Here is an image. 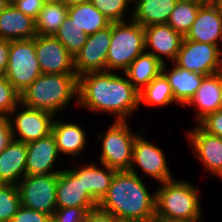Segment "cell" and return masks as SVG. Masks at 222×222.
I'll return each mask as SVG.
<instances>
[{
    "mask_svg": "<svg viewBox=\"0 0 222 222\" xmlns=\"http://www.w3.org/2000/svg\"><path fill=\"white\" fill-rule=\"evenodd\" d=\"M54 36L75 56L82 49L89 35L67 16Z\"/></svg>",
    "mask_w": 222,
    "mask_h": 222,
    "instance_id": "obj_31",
    "label": "cell"
},
{
    "mask_svg": "<svg viewBox=\"0 0 222 222\" xmlns=\"http://www.w3.org/2000/svg\"><path fill=\"white\" fill-rule=\"evenodd\" d=\"M35 52L43 74H76L74 56L54 35H36Z\"/></svg>",
    "mask_w": 222,
    "mask_h": 222,
    "instance_id": "obj_13",
    "label": "cell"
},
{
    "mask_svg": "<svg viewBox=\"0 0 222 222\" xmlns=\"http://www.w3.org/2000/svg\"><path fill=\"white\" fill-rule=\"evenodd\" d=\"M209 1L218 10V12L222 15V0H209Z\"/></svg>",
    "mask_w": 222,
    "mask_h": 222,
    "instance_id": "obj_44",
    "label": "cell"
},
{
    "mask_svg": "<svg viewBox=\"0 0 222 222\" xmlns=\"http://www.w3.org/2000/svg\"><path fill=\"white\" fill-rule=\"evenodd\" d=\"M185 133L193 156L197 157L209 175L222 179V138L208 133L199 124Z\"/></svg>",
    "mask_w": 222,
    "mask_h": 222,
    "instance_id": "obj_12",
    "label": "cell"
},
{
    "mask_svg": "<svg viewBox=\"0 0 222 222\" xmlns=\"http://www.w3.org/2000/svg\"><path fill=\"white\" fill-rule=\"evenodd\" d=\"M90 2L111 23L132 19L133 0H90Z\"/></svg>",
    "mask_w": 222,
    "mask_h": 222,
    "instance_id": "obj_32",
    "label": "cell"
},
{
    "mask_svg": "<svg viewBox=\"0 0 222 222\" xmlns=\"http://www.w3.org/2000/svg\"><path fill=\"white\" fill-rule=\"evenodd\" d=\"M195 108L194 120L198 124L208 114L222 109V77L219 73L203 78L195 95L185 106Z\"/></svg>",
    "mask_w": 222,
    "mask_h": 222,
    "instance_id": "obj_19",
    "label": "cell"
},
{
    "mask_svg": "<svg viewBox=\"0 0 222 222\" xmlns=\"http://www.w3.org/2000/svg\"><path fill=\"white\" fill-rule=\"evenodd\" d=\"M222 49L218 45L187 40L183 37L174 63L190 72L212 75L219 72Z\"/></svg>",
    "mask_w": 222,
    "mask_h": 222,
    "instance_id": "obj_11",
    "label": "cell"
},
{
    "mask_svg": "<svg viewBox=\"0 0 222 222\" xmlns=\"http://www.w3.org/2000/svg\"><path fill=\"white\" fill-rule=\"evenodd\" d=\"M68 16L65 3L46 4L35 20L36 35H54Z\"/></svg>",
    "mask_w": 222,
    "mask_h": 222,
    "instance_id": "obj_30",
    "label": "cell"
},
{
    "mask_svg": "<svg viewBox=\"0 0 222 222\" xmlns=\"http://www.w3.org/2000/svg\"><path fill=\"white\" fill-rule=\"evenodd\" d=\"M56 205L60 208H97L98 203L86 192L82 184V163L63 168L58 173Z\"/></svg>",
    "mask_w": 222,
    "mask_h": 222,
    "instance_id": "obj_15",
    "label": "cell"
},
{
    "mask_svg": "<svg viewBox=\"0 0 222 222\" xmlns=\"http://www.w3.org/2000/svg\"><path fill=\"white\" fill-rule=\"evenodd\" d=\"M202 220H177V219H169L160 216H154V218L150 222H201Z\"/></svg>",
    "mask_w": 222,
    "mask_h": 222,
    "instance_id": "obj_42",
    "label": "cell"
},
{
    "mask_svg": "<svg viewBox=\"0 0 222 222\" xmlns=\"http://www.w3.org/2000/svg\"><path fill=\"white\" fill-rule=\"evenodd\" d=\"M11 4L26 16H29L34 20H36L43 7L42 0H12Z\"/></svg>",
    "mask_w": 222,
    "mask_h": 222,
    "instance_id": "obj_38",
    "label": "cell"
},
{
    "mask_svg": "<svg viewBox=\"0 0 222 222\" xmlns=\"http://www.w3.org/2000/svg\"><path fill=\"white\" fill-rule=\"evenodd\" d=\"M128 121H113L100 131L96 146H100L97 163L104 164L116 171H129L132 163L133 145L138 132L134 133Z\"/></svg>",
    "mask_w": 222,
    "mask_h": 222,
    "instance_id": "obj_6",
    "label": "cell"
},
{
    "mask_svg": "<svg viewBox=\"0 0 222 222\" xmlns=\"http://www.w3.org/2000/svg\"><path fill=\"white\" fill-rule=\"evenodd\" d=\"M89 1L90 0H63V3H65L68 7H70L73 5H77V4H81V3H85Z\"/></svg>",
    "mask_w": 222,
    "mask_h": 222,
    "instance_id": "obj_43",
    "label": "cell"
},
{
    "mask_svg": "<svg viewBox=\"0 0 222 222\" xmlns=\"http://www.w3.org/2000/svg\"><path fill=\"white\" fill-rule=\"evenodd\" d=\"M68 16L88 35L111 23L90 1L68 7Z\"/></svg>",
    "mask_w": 222,
    "mask_h": 222,
    "instance_id": "obj_28",
    "label": "cell"
},
{
    "mask_svg": "<svg viewBox=\"0 0 222 222\" xmlns=\"http://www.w3.org/2000/svg\"><path fill=\"white\" fill-rule=\"evenodd\" d=\"M112 23L88 36L82 49L74 56L76 75L106 71L107 53L111 43Z\"/></svg>",
    "mask_w": 222,
    "mask_h": 222,
    "instance_id": "obj_14",
    "label": "cell"
},
{
    "mask_svg": "<svg viewBox=\"0 0 222 222\" xmlns=\"http://www.w3.org/2000/svg\"><path fill=\"white\" fill-rule=\"evenodd\" d=\"M86 222H121L114 215L104 212L98 207L89 211L86 215Z\"/></svg>",
    "mask_w": 222,
    "mask_h": 222,
    "instance_id": "obj_40",
    "label": "cell"
},
{
    "mask_svg": "<svg viewBox=\"0 0 222 222\" xmlns=\"http://www.w3.org/2000/svg\"><path fill=\"white\" fill-rule=\"evenodd\" d=\"M13 139L10 119L7 116H0V153L8 147Z\"/></svg>",
    "mask_w": 222,
    "mask_h": 222,
    "instance_id": "obj_39",
    "label": "cell"
},
{
    "mask_svg": "<svg viewBox=\"0 0 222 222\" xmlns=\"http://www.w3.org/2000/svg\"><path fill=\"white\" fill-rule=\"evenodd\" d=\"M173 103L178 104L171 85L162 72L139 92V106L142 104L146 108H165Z\"/></svg>",
    "mask_w": 222,
    "mask_h": 222,
    "instance_id": "obj_27",
    "label": "cell"
},
{
    "mask_svg": "<svg viewBox=\"0 0 222 222\" xmlns=\"http://www.w3.org/2000/svg\"><path fill=\"white\" fill-rule=\"evenodd\" d=\"M143 52H145V33L140 23L133 19L112 23L106 71L124 72Z\"/></svg>",
    "mask_w": 222,
    "mask_h": 222,
    "instance_id": "obj_5",
    "label": "cell"
},
{
    "mask_svg": "<svg viewBox=\"0 0 222 222\" xmlns=\"http://www.w3.org/2000/svg\"><path fill=\"white\" fill-rule=\"evenodd\" d=\"M36 36L35 20L11 3L0 12V39L26 40Z\"/></svg>",
    "mask_w": 222,
    "mask_h": 222,
    "instance_id": "obj_22",
    "label": "cell"
},
{
    "mask_svg": "<svg viewBox=\"0 0 222 222\" xmlns=\"http://www.w3.org/2000/svg\"><path fill=\"white\" fill-rule=\"evenodd\" d=\"M221 77H222V56H221V62H220V69H219V72H218Z\"/></svg>",
    "mask_w": 222,
    "mask_h": 222,
    "instance_id": "obj_47",
    "label": "cell"
},
{
    "mask_svg": "<svg viewBox=\"0 0 222 222\" xmlns=\"http://www.w3.org/2000/svg\"><path fill=\"white\" fill-rule=\"evenodd\" d=\"M130 171H117L98 208L121 222H150L155 216L156 192Z\"/></svg>",
    "mask_w": 222,
    "mask_h": 222,
    "instance_id": "obj_2",
    "label": "cell"
},
{
    "mask_svg": "<svg viewBox=\"0 0 222 222\" xmlns=\"http://www.w3.org/2000/svg\"><path fill=\"white\" fill-rule=\"evenodd\" d=\"M145 52L152 54L162 64L173 63L180 49L183 36L168 24L144 27Z\"/></svg>",
    "mask_w": 222,
    "mask_h": 222,
    "instance_id": "obj_17",
    "label": "cell"
},
{
    "mask_svg": "<svg viewBox=\"0 0 222 222\" xmlns=\"http://www.w3.org/2000/svg\"><path fill=\"white\" fill-rule=\"evenodd\" d=\"M51 218L52 216L49 214L29 209L21 205L11 222H49Z\"/></svg>",
    "mask_w": 222,
    "mask_h": 222,
    "instance_id": "obj_36",
    "label": "cell"
},
{
    "mask_svg": "<svg viewBox=\"0 0 222 222\" xmlns=\"http://www.w3.org/2000/svg\"><path fill=\"white\" fill-rule=\"evenodd\" d=\"M184 38L218 45L222 49V15L209 0L199 8L196 19Z\"/></svg>",
    "mask_w": 222,
    "mask_h": 222,
    "instance_id": "obj_18",
    "label": "cell"
},
{
    "mask_svg": "<svg viewBox=\"0 0 222 222\" xmlns=\"http://www.w3.org/2000/svg\"><path fill=\"white\" fill-rule=\"evenodd\" d=\"M159 184L155 189L156 216L177 220L203 219L201 189L198 186L188 179L177 178Z\"/></svg>",
    "mask_w": 222,
    "mask_h": 222,
    "instance_id": "obj_4",
    "label": "cell"
},
{
    "mask_svg": "<svg viewBox=\"0 0 222 222\" xmlns=\"http://www.w3.org/2000/svg\"><path fill=\"white\" fill-rule=\"evenodd\" d=\"M43 5L63 3V0H42Z\"/></svg>",
    "mask_w": 222,
    "mask_h": 222,
    "instance_id": "obj_46",
    "label": "cell"
},
{
    "mask_svg": "<svg viewBox=\"0 0 222 222\" xmlns=\"http://www.w3.org/2000/svg\"><path fill=\"white\" fill-rule=\"evenodd\" d=\"M198 124L208 133L222 138V109L208 114Z\"/></svg>",
    "mask_w": 222,
    "mask_h": 222,
    "instance_id": "obj_37",
    "label": "cell"
},
{
    "mask_svg": "<svg viewBox=\"0 0 222 222\" xmlns=\"http://www.w3.org/2000/svg\"><path fill=\"white\" fill-rule=\"evenodd\" d=\"M139 131L133 145L129 171L144 179L146 176L150 177L158 184L174 179L165 152L157 144L144 137L145 130L142 127Z\"/></svg>",
    "mask_w": 222,
    "mask_h": 222,
    "instance_id": "obj_7",
    "label": "cell"
},
{
    "mask_svg": "<svg viewBox=\"0 0 222 222\" xmlns=\"http://www.w3.org/2000/svg\"><path fill=\"white\" fill-rule=\"evenodd\" d=\"M10 40L0 39V76H4L9 58Z\"/></svg>",
    "mask_w": 222,
    "mask_h": 222,
    "instance_id": "obj_41",
    "label": "cell"
},
{
    "mask_svg": "<svg viewBox=\"0 0 222 222\" xmlns=\"http://www.w3.org/2000/svg\"><path fill=\"white\" fill-rule=\"evenodd\" d=\"M206 1L207 0H178L169 15L167 24L184 37L195 21L199 8Z\"/></svg>",
    "mask_w": 222,
    "mask_h": 222,
    "instance_id": "obj_29",
    "label": "cell"
},
{
    "mask_svg": "<svg viewBox=\"0 0 222 222\" xmlns=\"http://www.w3.org/2000/svg\"><path fill=\"white\" fill-rule=\"evenodd\" d=\"M178 0H133L132 19L143 27L167 24Z\"/></svg>",
    "mask_w": 222,
    "mask_h": 222,
    "instance_id": "obj_25",
    "label": "cell"
},
{
    "mask_svg": "<svg viewBox=\"0 0 222 222\" xmlns=\"http://www.w3.org/2000/svg\"><path fill=\"white\" fill-rule=\"evenodd\" d=\"M20 102V93L5 76H0V116L8 117Z\"/></svg>",
    "mask_w": 222,
    "mask_h": 222,
    "instance_id": "obj_34",
    "label": "cell"
},
{
    "mask_svg": "<svg viewBox=\"0 0 222 222\" xmlns=\"http://www.w3.org/2000/svg\"><path fill=\"white\" fill-rule=\"evenodd\" d=\"M58 174L25 175L17 184L23 207L54 215Z\"/></svg>",
    "mask_w": 222,
    "mask_h": 222,
    "instance_id": "obj_9",
    "label": "cell"
},
{
    "mask_svg": "<svg viewBox=\"0 0 222 222\" xmlns=\"http://www.w3.org/2000/svg\"><path fill=\"white\" fill-rule=\"evenodd\" d=\"M20 206L18 186L0 184V222H11Z\"/></svg>",
    "mask_w": 222,
    "mask_h": 222,
    "instance_id": "obj_33",
    "label": "cell"
},
{
    "mask_svg": "<svg viewBox=\"0 0 222 222\" xmlns=\"http://www.w3.org/2000/svg\"><path fill=\"white\" fill-rule=\"evenodd\" d=\"M8 118L14 139L30 143L51 133L55 116L46 111L29 108L20 102Z\"/></svg>",
    "mask_w": 222,
    "mask_h": 222,
    "instance_id": "obj_10",
    "label": "cell"
},
{
    "mask_svg": "<svg viewBox=\"0 0 222 222\" xmlns=\"http://www.w3.org/2000/svg\"><path fill=\"white\" fill-rule=\"evenodd\" d=\"M163 64L152 54L143 52L124 71L131 84L140 92L162 72Z\"/></svg>",
    "mask_w": 222,
    "mask_h": 222,
    "instance_id": "obj_26",
    "label": "cell"
},
{
    "mask_svg": "<svg viewBox=\"0 0 222 222\" xmlns=\"http://www.w3.org/2000/svg\"><path fill=\"white\" fill-rule=\"evenodd\" d=\"M76 122L65 121L64 117L56 116L53 121L51 133L61 156H70L74 159L84 153L87 144V134ZM63 154V155H62Z\"/></svg>",
    "mask_w": 222,
    "mask_h": 222,
    "instance_id": "obj_20",
    "label": "cell"
},
{
    "mask_svg": "<svg viewBox=\"0 0 222 222\" xmlns=\"http://www.w3.org/2000/svg\"><path fill=\"white\" fill-rule=\"evenodd\" d=\"M78 108L128 121L140 108L139 91L124 72H89L78 77Z\"/></svg>",
    "mask_w": 222,
    "mask_h": 222,
    "instance_id": "obj_1",
    "label": "cell"
},
{
    "mask_svg": "<svg viewBox=\"0 0 222 222\" xmlns=\"http://www.w3.org/2000/svg\"><path fill=\"white\" fill-rule=\"evenodd\" d=\"M27 143L13 139L0 153V184L17 185L26 175Z\"/></svg>",
    "mask_w": 222,
    "mask_h": 222,
    "instance_id": "obj_21",
    "label": "cell"
},
{
    "mask_svg": "<svg viewBox=\"0 0 222 222\" xmlns=\"http://www.w3.org/2000/svg\"><path fill=\"white\" fill-rule=\"evenodd\" d=\"M166 64L167 63L162 66V73L166 76L171 85L178 106L181 105L184 108L195 95L206 75L190 72L177 66L174 62L171 63L174 67L169 70Z\"/></svg>",
    "mask_w": 222,
    "mask_h": 222,
    "instance_id": "obj_23",
    "label": "cell"
},
{
    "mask_svg": "<svg viewBox=\"0 0 222 222\" xmlns=\"http://www.w3.org/2000/svg\"><path fill=\"white\" fill-rule=\"evenodd\" d=\"M95 208L65 207L56 209L52 218L56 222H86V215Z\"/></svg>",
    "mask_w": 222,
    "mask_h": 222,
    "instance_id": "obj_35",
    "label": "cell"
},
{
    "mask_svg": "<svg viewBox=\"0 0 222 222\" xmlns=\"http://www.w3.org/2000/svg\"><path fill=\"white\" fill-rule=\"evenodd\" d=\"M10 3V0H0V12L4 10Z\"/></svg>",
    "mask_w": 222,
    "mask_h": 222,
    "instance_id": "obj_45",
    "label": "cell"
},
{
    "mask_svg": "<svg viewBox=\"0 0 222 222\" xmlns=\"http://www.w3.org/2000/svg\"><path fill=\"white\" fill-rule=\"evenodd\" d=\"M42 74L35 52V37L10 41L5 77L21 94Z\"/></svg>",
    "mask_w": 222,
    "mask_h": 222,
    "instance_id": "obj_8",
    "label": "cell"
},
{
    "mask_svg": "<svg viewBox=\"0 0 222 222\" xmlns=\"http://www.w3.org/2000/svg\"><path fill=\"white\" fill-rule=\"evenodd\" d=\"M21 103L59 116L73 100L78 105V76L76 74H41L21 94Z\"/></svg>",
    "mask_w": 222,
    "mask_h": 222,
    "instance_id": "obj_3",
    "label": "cell"
},
{
    "mask_svg": "<svg viewBox=\"0 0 222 222\" xmlns=\"http://www.w3.org/2000/svg\"><path fill=\"white\" fill-rule=\"evenodd\" d=\"M117 171L95 161L82 162V184L97 203L107 194L112 179Z\"/></svg>",
    "mask_w": 222,
    "mask_h": 222,
    "instance_id": "obj_24",
    "label": "cell"
},
{
    "mask_svg": "<svg viewBox=\"0 0 222 222\" xmlns=\"http://www.w3.org/2000/svg\"><path fill=\"white\" fill-rule=\"evenodd\" d=\"M49 222H56L53 218H51V220Z\"/></svg>",
    "mask_w": 222,
    "mask_h": 222,
    "instance_id": "obj_48",
    "label": "cell"
},
{
    "mask_svg": "<svg viewBox=\"0 0 222 222\" xmlns=\"http://www.w3.org/2000/svg\"><path fill=\"white\" fill-rule=\"evenodd\" d=\"M61 157L52 133L27 143L26 175L58 174L63 170L57 169Z\"/></svg>",
    "mask_w": 222,
    "mask_h": 222,
    "instance_id": "obj_16",
    "label": "cell"
}]
</instances>
